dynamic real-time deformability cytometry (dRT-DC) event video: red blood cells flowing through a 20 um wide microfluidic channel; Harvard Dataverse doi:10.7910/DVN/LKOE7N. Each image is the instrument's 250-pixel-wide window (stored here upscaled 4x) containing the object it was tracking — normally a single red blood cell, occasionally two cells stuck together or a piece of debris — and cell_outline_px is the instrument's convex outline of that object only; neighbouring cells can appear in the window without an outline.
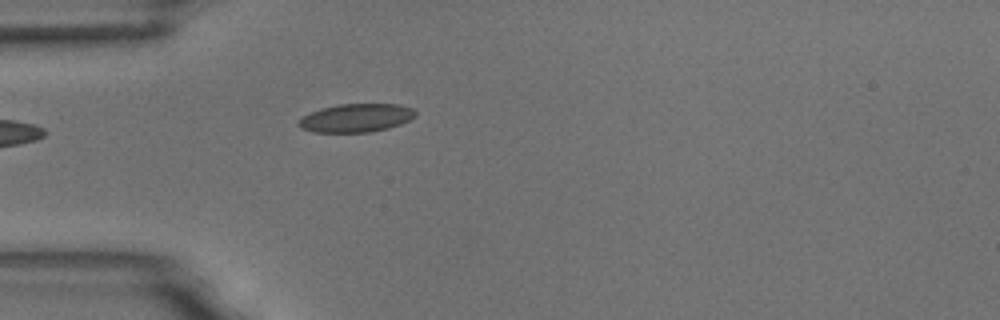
{"species": "common noctule bat (a hibernating species)", "species_latin": "Nyctalus noctula", "temperature_condition": "room temperature", "stored_images_in_passage": 1, "camera_frame_rate_fps": 3000, "um_per_image_px": 0.085, "animal": {"sex": "male", "body_mass_g": 18.8}, "frame": {"image": 1, "passage_image": 1, "time_ms": 0.0, "image_size_px": [1000, 320], "cell_outline_px": [[416, 116], [400, 124], [388, 128], [368, 132], [312, 132], [300, 128], [296, 124], [296, 120], [320, 108], [336, 104], [400, 104], [412, 108], [416, 112]], "centroid_in_image_um": [30.23, 10.02], "position_along_channel_um": 54.8, "area_um2": 19.42}}